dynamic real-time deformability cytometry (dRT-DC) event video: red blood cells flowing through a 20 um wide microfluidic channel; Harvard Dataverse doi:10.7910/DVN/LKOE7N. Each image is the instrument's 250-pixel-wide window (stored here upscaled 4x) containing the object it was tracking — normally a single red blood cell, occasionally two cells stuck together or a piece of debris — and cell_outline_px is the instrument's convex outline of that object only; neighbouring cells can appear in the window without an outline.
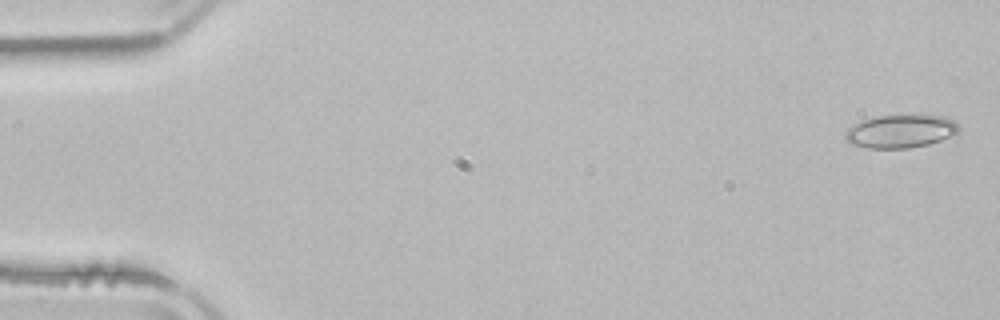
{"species": "common noctule bat (a hibernating species)", "species_latin": "Nyctalus noctula", "temperature_condition": "room temperature", "stored_images_in_passage": 4, "camera_frame_rate_fps": 3000, "um_per_image_px": 0.085, "animal": {"sex": "male", "body_mass_g": 21.5, "forearm_length_mm": 52.0}, "frame": {"image": 1, "passage_image": 1, "time_ms": 0.0, "image_size_px": [1000, 320], "cell_outline_px": [[960, 128], [952, 136], [928, 144], [908, 148], [868, 148], [852, 144], [844, 140], [844, 132], [848, 128], [864, 120], [880, 116], [920, 112], [944, 116], [952, 120]], "centroid_in_image_um": [76.57, 11.12], "position_along_channel_um": 8.4, "area_um2": 22.43}}